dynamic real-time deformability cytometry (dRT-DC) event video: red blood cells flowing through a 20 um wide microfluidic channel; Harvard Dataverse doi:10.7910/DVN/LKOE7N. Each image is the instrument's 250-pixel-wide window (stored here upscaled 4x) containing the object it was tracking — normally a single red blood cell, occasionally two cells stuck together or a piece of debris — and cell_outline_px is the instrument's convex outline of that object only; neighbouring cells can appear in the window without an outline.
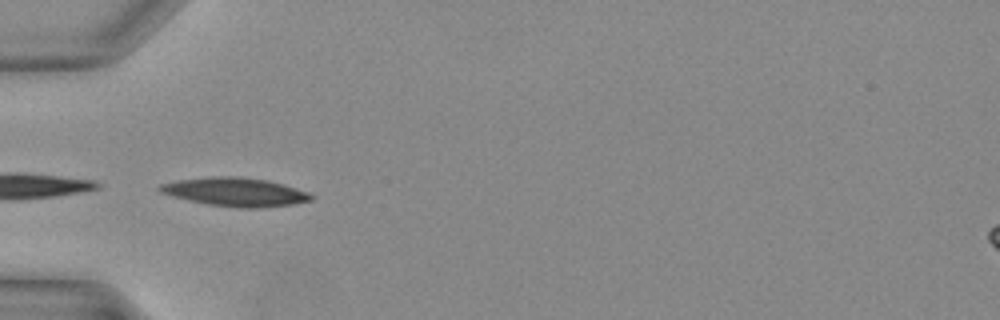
{"species": "Egyptian fruit bat (a non-hibernating species)", "species_latin": "Rousettus aegyptiacus", "temperature_condition": "warm", "stored_images_in_passage": 17, "camera_frame_rate_fps": 3000, "um_per_image_px": 0.085, "animal": {"sex": "female"}, "frame": {"image": 1, "passage_image": 1, "time_ms": 0.0, "image_size_px": [1000, 320], "cell_outline_px": [[312, 200], [292, 204], [256, 208], [240, 208], [208, 204], [188, 200], [172, 196], [160, 192], [156, 188], [160, 184], [180, 180], [212, 176], [236, 176], [268, 180], [308, 192], [312, 196]], "centroid_in_image_um": [19.96, 16.31], "position_along_channel_um": 65.0, "area_um2": 24.97}}
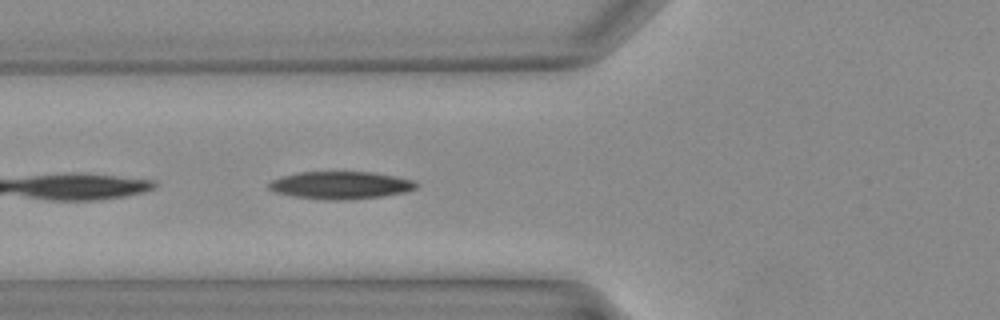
{"frame": {"image": 2, "passage_image": 3, "time_ms": 0.667, "image_size_px": [1000, 320], "cell_outline_px": [[420, 184], [416, 188], [404, 192], [384, 196], [344, 200], [324, 200], [292, 196], [276, 192], [268, 188], [268, 184], [272, 180], [284, 176], [300, 172], [372, 172], [396, 176], [416, 180]], "centroid_in_image_um": [29.0, 15.74], "position_along_channel_um": 96.8, "area_um2": 23.76}}